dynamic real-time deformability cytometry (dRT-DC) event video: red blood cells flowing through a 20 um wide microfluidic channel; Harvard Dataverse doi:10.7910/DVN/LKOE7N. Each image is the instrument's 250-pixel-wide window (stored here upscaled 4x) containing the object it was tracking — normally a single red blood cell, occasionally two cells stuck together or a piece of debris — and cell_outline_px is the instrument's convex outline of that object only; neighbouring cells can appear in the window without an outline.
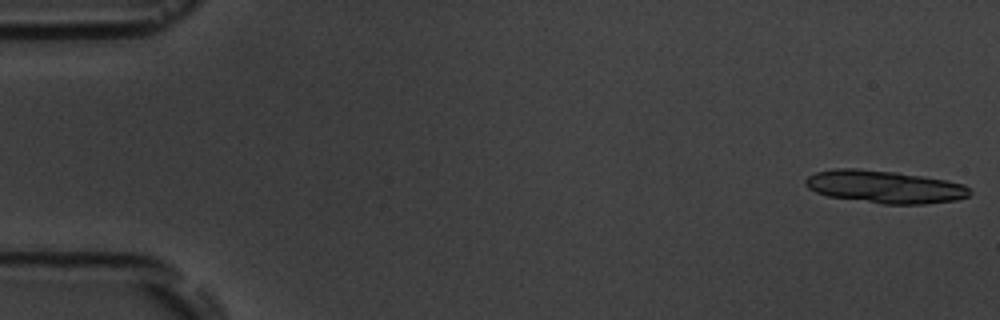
{"species": "common noctule bat (a hibernating species)", "species_latin": "Nyctalus noctula", "temperature_condition": "room temperature", "stored_images_in_passage": 10, "camera_frame_rate_fps": 3000, "um_per_image_px": 0.085, "animal": {"sex": "male", "body_mass_g": 19.5, "forearm_length_mm": 54.6}, "frame": {"image": 1, "passage_image": 1, "time_ms": 0.0, "image_size_px": [1000, 320], "cell_outline_px": [[972, 192], [968, 196], [956, 200], [924, 204], [880, 204], [828, 196], [816, 192], [808, 188], [804, 184], [804, 180], [808, 176], [816, 172], [836, 168], [856, 168], [896, 172], [944, 180], [964, 184]], "centroid_in_image_um": [75.16, 15.88], "position_along_channel_um": 9.8, "area_um2": 31.27}}
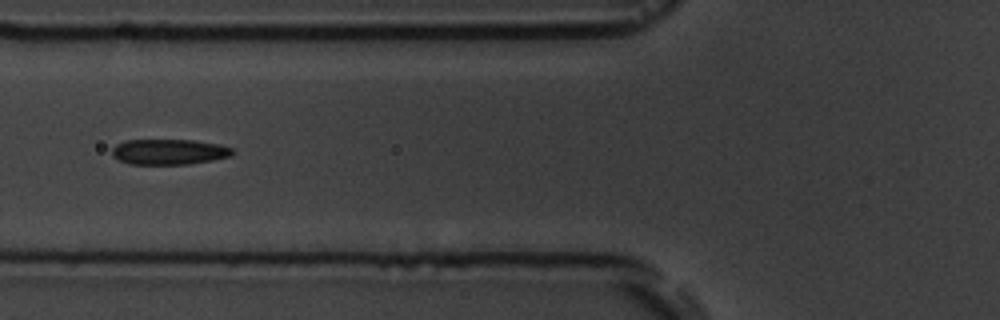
{"frame": {"image": 2, "passage_image": 7, "time_ms": 7.0, "image_size_px": [1000, 320], "cell_outline_px": [[236, 152], [232, 156], [212, 160], [188, 164], [128, 164], [112, 156], [112, 148], [116, 144], [124, 140], [192, 140], [220, 144], [232, 148]], "centroid_in_image_um": [14.38, 12.9], "position_along_channel_um": 111.4, "area_um2": 18.03}}
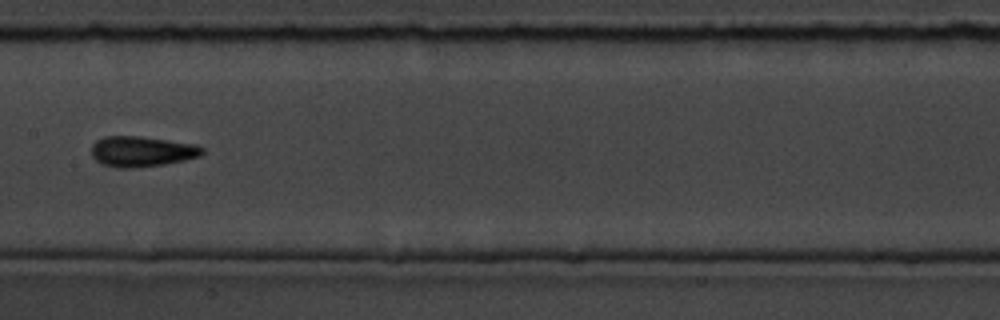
{"frame": {"image": 3, "passage_image": 9, "time_ms": 9.333, "image_size_px": [1000, 320], "cell_outline_px": [[204, 152], [200, 156], [184, 160], [164, 164], [132, 168], [120, 168], [104, 164], [96, 160], [92, 156], [92, 144], [96, 140], [104, 136], [140, 136], [196, 144], [204, 148]], "centroid_in_image_um": [12.06, 12.86], "position_along_channel_um": 195.3, "area_um2": 19.65}}